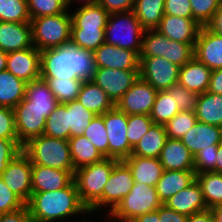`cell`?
Returning <instances> with one entry per match:
<instances>
[{"mask_svg": "<svg viewBox=\"0 0 222 222\" xmlns=\"http://www.w3.org/2000/svg\"><path fill=\"white\" fill-rule=\"evenodd\" d=\"M40 78L92 81L97 70L93 51L69 43L40 51Z\"/></svg>", "mask_w": 222, "mask_h": 222, "instance_id": "1", "label": "cell"}, {"mask_svg": "<svg viewBox=\"0 0 222 222\" xmlns=\"http://www.w3.org/2000/svg\"><path fill=\"white\" fill-rule=\"evenodd\" d=\"M26 205L34 222H54L79 213H90L80 201L74 180L60 190L32 192Z\"/></svg>", "mask_w": 222, "mask_h": 222, "instance_id": "2", "label": "cell"}, {"mask_svg": "<svg viewBox=\"0 0 222 222\" xmlns=\"http://www.w3.org/2000/svg\"><path fill=\"white\" fill-rule=\"evenodd\" d=\"M119 160L103 158L74 172V182L82 204L92 213L103 207V190L114 165Z\"/></svg>", "mask_w": 222, "mask_h": 222, "instance_id": "3", "label": "cell"}, {"mask_svg": "<svg viewBox=\"0 0 222 222\" xmlns=\"http://www.w3.org/2000/svg\"><path fill=\"white\" fill-rule=\"evenodd\" d=\"M22 151L32 164L61 170H74L69 141L41 135L30 139Z\"/></svg>", "mask_w": 222, "mask_h": 222, "instance_id": "4", "label": "cell"}, {"mask_svg": "<svg viewBox=\"0 0 222 222\" xmlns=\"http://www.w3.org/2000/svg\"><path fill=\"white\" fill-rule=\"evenodd\" d=\"M32 43L39 51L56 48L71 41L70 12L31 19Z\"/></svg>", "mask_w": 222, "mask_h": 222, "instance_id": "5", "label": "cell"}, {"mask_svg": "<svg viewBox=\"0 0 222 222\" xmlns=\"http://www.w3.org/2000/svg\"><path fill=\"white\" fill-rule=\"evenodd\" d=\"M144 31L133 10L112 13L105 27V43L135 51L140 55Z\"/></svg>", "mask_w": 222, "mask_h": 222, "instance_id": "6", "label": "cell"}, {"mask_svg": "<svg viewBox=\"0 0 222 222\" xmlns=\"http://www.w3.org/2000/svg\"><path fill=\"white\" fill-rule=\"evenodd\" d=\"M162 205L156 187L134 183L129 194L109 212L115 222H131L136 217L157 210Z\"/></svg>", "mask_w": 222, "mask_h": 222, "instance_id": "7", "label": "cell"}, {"mask_svg": "<svg viewBox=\"0 0 222 222\" xmlns=\"http://www.w3.org/2000/svg\"><path fill=\"white\" fill-rule=\"evenodd\" d=\"M194 46L195 44L172 41L157 29L145 30L139 56H161L182 67L194 57Z\"/></svg>", "mask_w": 222, "mask_h": 222, "instance_id": "8", "label": "cell"}, {"mask_svg": "<svg viewBox=\"0 0 222 222\" xmlns=\"http://www.w3.org/2000/svg\"><path fill=\"white\" fill-rule=\"evenodd\" d=\"M139 76L157 91L178 84L179 66L161 56H139Z\"/></svg>", "mask_w": 222, "mask_h": 222, "instance_id": "9", "label": "cell"}, {"mask_svg": "<svg viewBox=\"0 0 222 222\" xmlns=\"http://www.w3.org/2000/svg\"><path fill=\"white\" fill-rule=\"evenodd\" d=\"M109 141V158L119 161L131 156L133 147L127 138L128 115L116 106L103 114Z\"/></svg>", "mask_w": 222, "mask_h": 222, "instance_id": "10", "label": "cell"}, {"mask_svg": "<svg viewBox=\"0 0 222 222\" xmlns=\"http://www.w3.org/2000/svg\"><path fill=\"white\" fill-rule=\"evenodd\" d=\"M0 176L25 204L29 202L32 195V163L23 151L14 157Z\"/></svg>", "mask_w": 222, "mask_h": 222, "instance_id": "11", "label": "cell"}, {"mask_svg": "<svg viewBox=\"0 0 222 222\" xmlns=\"http://www.w3.org/2000/svg\"><path fill=\"white\" fill-rule=\"evenodd\" d=\"M18 142L23 146L30 139L44 133L46 119L51 112L41 111L29 106V101L24 98L13 108Z\"/></svg>", "mask_w": 222, "mask_h": 222, "instance_id": "12", "label": "cell"}, {"mask_svg": "<svg viewBox=\"0 0 222 222\" xmlns=\"http://www.w3.org/2000/svg\"><path fill=\"white\" fill-rule=\"evenodd\" d=\"M139 77V71L97 67L92 82L98 85L116 105Z\"/></svg>", "mask_w": 222, "mask_h": 222, "instance_id": "13", "label": "cell"}, {"mask_svg": "<svg viewBox=\"0 0 222 222\" xmlns=\"http://www.w3.org/2000/svg\"><path fill=\"white\" fill-rule=\"evenodd\" d=\"M157 92L139 77L115 106L126 115H150Z\"/></svg>", "mask_w": 222, "mask_h": 222, "instance_id": "14", "label": "cell"}, {"mask_svg": "<svg viewBox=\"0 0 222 222\" xmlns=\"http://www.w3.org/2000/svg\"><path fill=\"white\" fill-rule=\"evenodd\" d=\"M134 185L132 172L123 161H118L108 178L103 190V207L110 206L111 212L117 204L129 194Z\"/></svg>", "mask_w": 222, "mask_h": 222, "instance_id": "15", "label": "cell"}, {"mask_svg": "<svg viewBox=\"0 0 222 222\" xmlns=\"http://www.w3.org/2000/svg\"><path fill=\"white\" fill-rule=\"evenodd\" d=\"M96 66L118 70L139 71V55L135 51L103 43L94 52Z\"/></svg>", "mask_w": 222, "mask_h": 222, "instance_id": "16", "label": "cell"}, {"mask_svg": "<svg viewBox=\"0 0 222 222\" xmlns=\"http://www.w3.org/2000/svg\"><path fill=\"white\" fill-rule=\"evenodd\" d=\"M6 70L26 83L40 78V51L36 47L7 53Z\"/></svg>", "mask_w": 222, "mask_h": 222, "instance_id": "17", "label": "cell"}, {"mask_svg": "<svg viewBox=\"0 0 222 222\" xmlns=\"http://www.w3.org/2000/svg\"><path fill=\"white\" fill-rule=\"evenodd\" d=\"M194 57L211 70L222 68V36L201 26L194 46Z\"/></svg>", "mask_w": 222, "mask_h": 222, "instance_id": "18", "label": "cell"}, {"mask_svg": "<svg viewBox=\"0 0 222 222\" xmlns=\"http://www.w3.org/2000/svg\"><path fill=\"white\" fill-rule=\"evenodd\" d=\"M74 172L32 164V192L63 189L74 180Z\"/></svg>", "mask_w": 222, "mask_h": 222, "instance_id": "19", "label": "cell"}, {"mask_svg": "<svg viewBox=\"0 0 222 222\" xmlns=\"http://www.w3.org/2000/svg\"><path fill=\"white\" fill-rule=\"evenodd\" d=\"M200 28L193 18L164 14L157 30L172 41L195 44Z\"/></svg>", "mask_w": 222, "mask_h": 222, "instance_id": "20", "label": "cell"}, {"mask_svg": "<svg viewBox=\"0 0 222 222\" xmlns=\"http://www.w3.org/2000/svg\"><path fill=\"white\" fill-rule=\"evenodd\" d=\"M33 47L31 23L0 21V50L9 53Z\"/></svg>", "mask_w": 222, "mask_h": 222, "instance_id": "21", "label": "cell"}, {"mask_svg": "<svg viewBox=\"0 0 222 222\" xmlns=\"http://www.w3.org/2000/svg\"><path fill=\"white\" fill-rule=\"evenodd\" d=\"M163 204L186 216L208 209L201 186L196 179L188 187L177 192Z\"/></svg>", "mask_w": 222, "mask_h": 222, "instance_id": "22", "label": "cell"}, {"mask_svg": "<svg viewBox=\"0 0 222 222\" xmlns=\"http://www.w3.org/2000/svg\"><path fill=\"white\" fill-rule=\"evenodd\" d=\"M180 140L195 156L203 149L212 148V145L222 143V127L197 121Z\"/></svg>", "mask_w": 222, "mask_h": 222, "instance_id": "23", "label": "cell"}, {"mask_svg": "<svg viewBox=\"0 0 222 222\" xmlns=\"http://www.w3.org/2000/svg\"><path fill=\"white\" fill-rule=\"evenodd\" d=\"M158 159L164 170H194V156L180 139L167 138Z\"/></svg>", "mask_w": 222, "mask_h": 222, "instance_id": "24", "label": "cell"}, {"mask_svg": "<svg viewBox=\"0 0 222 222\" xmlns=\"http://www.w3.org/2000/svg\"><path fill=\"white\" fill-rule=\"evenodd\" d=\"M212 70L193 57L179 68L178 84L189 91L203 94L208 91Z\"/></svg>", "mask_w": 222, "mask_h": 222, "instance_id": "25", "label": "cell"}, {"mask_svg": "<svg viewBox=\"0 0 222 222\" xmlns=\"http://www.w3.org/2000/svg\"><path fill=\"white\" fill-rule=\"evenodd\" d=\"M123 161L131 170L134 183H144L155 187L164 171L158 158L129 156Z\"/></svg>", "mask_w": 222, "mask_h": 222, "instance_id": "26", "label": "cell"}, {"mask_svg": "<svg viewBox=\"0 0 222 222\" xmlns=\"http://www.w3.org/2000/svg\"><path fill=\"white\" fill-rule=\"evenodd\" d=\"M195 179L194 170H164L155 186L162 204L183 188L188 187Z\"/></svg>", "mask_w": 222, "mask_h": 222, "instance_id": "27", "label": "cell"}, {"mask_svg": "<svg viewBox=\"0 0 222 222\" xmlns=\"http://www.w3.org/2000/svg\"><path fill=\"white\" fill-rule=\"evenodd\" d=\"M77 101L96 115H102L115 107L109 96L92 81L83 82Z\"/></svg>", "mask_w": 222, "mask_h": 222, "instance_id": "28", "label": "cell"}, {"mask_svg": "<svg viewBox=\"0 0 222 222\" xmlns=\"http://www.w3.org/2000/svg\"><path fill=\"white\" fill-rule=\"evenodd\" d=\"M194 112L198 122L222 127V95L208 91L199 94Z\"/></svg>", "mask_w": 222, "mask_h": 222, "instance_id": "29", "label": "cell"}, {"mask_svg": "<svg viewBox=\"0 0 222 222\" xmlns=\"http://www.w3.org/2000/svg\"><path fill=\"white\" fill-rule=\"evenodd\" d=\"M167 138L165 126L162 124H153L133 148L131 156L159 158Z\"/></svg>", "mask_w": 222, "mask_h": 222, "instance_id": "30", "label": "cell"}, {"mask_svg": "<svg viewBox=\"0 0 222 222\" xmlns=\"http://www.w3.org/2000/svg\"><path fill=\"white\" fill-rule=\"evenodd\" d=\"M27 83L8 70L0 72V106L14 108L24 98Z\"/></svg>", "mask_w": 222, "mask_h": 222, "instance_id": "31", "label": "cell"}, {"mask_svg": "<svg viewBox=\"0 0 222 222\" xmlns=\"http://www.w3.org/2000/svg\"><path fill=\"white\" fill-rule=\"evenodd\" d=\"M25 98L29 101V106L41 111L52 112L59 105L55 95L42 78L27 83Z\"/></svg>", "mask_w": 222, "mask_h": 222, "instance_id": "32", "label": "cell"}, {"mask_svg": "<svg viewBox=\"0 0 222 222\" xmlns=\"http://www.w3.org/2000/svg\"><path fill=\"white\" fill-rule=\"evenodd\" d=\"M165 0H136L134 13L144 30L157 29L164 16Z\"/></svg>", "mask_w": 222, "mask_h": 222, "instance_id": "33", "label": "cell"}, {"mask_svg": "<svg viewBox=\"0 0 222 222\" xmlns=\"http://www.w3.org/2000/svg\"><path fill=\"white\" fill-rule=\"evenodd\" d=\"M68 141L74 170L99 162L104 158L84 135L71 137Z\"/></svg>", "mask_w": 222, "mask_h": 222, "instance_id": "34", "label": "cell"}, {"mask_svg": "<svg viewBox=\"0 0 222 222\" xmlns=\"http://www.w3.org/2000/svg\"><path fill=\"white\" fill-rule=\"evenodd\" d=\"M71 28H105L110 16L98 3L79 7L75 13H70Z\"/></svg>", "mask_w": 222, "mask_h": 222, "instance_id": "35", "label": "cell"}, {"mask_svg": "<svg viewBox=\"0 0 222 222\" xmlns=\"http://www.w3.org/2000/svg\"><path fill=\"white\" fill-rule=\"evenodd\" d=\"M208 209L222 205V173H196Z\"/></svg>", "mask_w": 222, "mask_h": 222, "instance_id": "36", "label": "cell"}, {"mask_svg": "<svg viewBox=\"0 0 222 222\" xmlns=\"http://www.w3.org/2000/svg\"><path fill=\"white\" fill-rule=\"evenodd\" d=\"M176 103L175 92L158 91L149 115L154 124L165 125L170 121L180 111Z\"/></svg>", "mask_w": 222, "mask_h": 222, "instance_id": "37", "label": "cell"}, {"mask_svg": "<svg viewBox=\"0 0 222 222\" xmlns=\"http://www.w3.org/2000/svg\"><path fill=\"white\" fill-rule=\"evenodd\" d=\"M96 116L92 111L87 110L77 100L67 103V120L70 138L82 136L85 129Z\"/></svg>", "mask_w": 222, "mask_h": 222, "instance_id": "38", "label": "cell"}, {"mask_svg": "<svg viewBox=\"0 0 222 222\" xmlns=\"http://www.w3.org/2000/svg\"><path fill=\"white\" fill-rule=\"evenodd\" d=\"M43 135L57 139H70L68 130L67 103L59 104L46 119V126Z\"/></svg>", "mask_w": 222, "mask_h": 222, "instance_id": "39", "label": "cell"}, {"mask_svg": "<svg viewBox=\"0 0 222 222\" xmlns=\"http://www.w3.org/2000/svg\"><path fill=\"white\" fill-rule=\"evenodd\" d=\"M46 81L49 89L55 95L59 104H65L77 100L84 81L80 79L57 80V78H42Z\"/></svg>", "mask_w": 222, "mask_h": 222, "instance_id": "40", "label": "cell"}, {"mask_svg": "<svg viewBox=\"0 0 222 222\" xmlns=\"http://www.w3.org/2000/svg\"><path fill=\"white\" fill-rule=\"evenodd\" d=\"M71 42L94 52L105 42V28H71Z\"/></svg>", "mask_w": 222, "mask_h": 222, "instance_id": "41", "label": "cell"}, {"mask_svg": "<svg viewBox=\"0 0 222 222\" xmlns=\"http://www.w3.org/2000/svg\"><path fill=\"white\" fill-rule=\"evenodd\" d=\"M104 157L109 158V141L103 114L96 115L83 134Z\"/></svg>", "mask_w": 222, "mask_h": 222, "instance_id": "42", "label": "cell"}, {"mask_svg": "<svg viewBox=\"0 0 222 222\" xmlns=\"http://www.w3.org/2000/svg\"><path fill=\"white\" fill-rule=\"evenodd\" d=\"M0 21L30 23L27 0H0Z\"/></svg>", "mask_w": 222, "mask_h": 222, "instance_id": "43", "label": "cell"}, {"mask_svg": "<svg viewBox=\"0 0 222 222\" xmlns=\"http://www.w3.org/2000/svg\"><path fill=\"white\" fill-rule=\"evenodd\" d=\"M195 112L179 111L164 126L168 138L181 139L196 124Z\"/></svg>", "mask_w": 222, "mask_h": 222, "instance_id": "44", "label": "cell"}, {"mask_svg": "<svg viewBox=\"0 0 222 222\" xmlns=\"http://www.w3.org/2000/svg\"><path fill=\"white\" fill-rule=\"evenodd\" d=\"M31 19L65 13L68 8L65 0H27Z\"/></svg>", "mask_w": 222, "mask_h": 222, "instance_id": "45", "label": "cell"}, {"mask_svg": "<svg viewBox=\"0 0 222 222\" xmlns=\"http://www.w3.org/2000/svg\"><path fill=\"white\" fill-rule=\"evenodd\" d=\"M153 124L154 121L149 115H128L127 138L129 144L134 148Z\"/></svg>", "mask_w": 222, "mask_h": 222, "instance_id": "46", "label": "cell"}, {"mask_svg": "<svg viewBox=\"0 0 222 222\" xmlns=\"http://www.w3.org/2000/svg\"><path fill=\"white\" fill-rule=\"evenodd\" d=\"M192 18L200 25L206 26L222 4V0H190Z\"/></svg>", "mask_w": 222, "mask_h": 222, "instance_id": "47", "label": "cell"}, {"mask_svg": "<svg viewBox=\"0 0 222 222\" xmlns=\"http://www.w3.org/2000/svg\"><path fill=\"white\" fill-rule=\"evenodd\" d=\"M219 145L203 149L194 156V171L196 173L216 172V156Z\"/></svg>", "mask_w": 222, "mask_h": 222, "instance_id": "48", "label": "cell"}, {"mask_svg": "<svg viewBox=\"0 0 222 222\" xmlns=\"http://www.w3.org/2000/svg\"><path fill=\"white\" fill-rule=\"evenodd\" d=\"M167 91L175 92L176 104L180 111H195L199 94L189 91L179 84L171 86Z\"/></svg>", "mask_w": 222, "mask_h": 222, "instance_id": "49", "label": "cell"}, {"mask_svg": "<svg viewBox=\"0 0 222 222\" xmlns=\"http://www.w3.org/2000/svg\"><path fill=\"white\" fill-rule=\"evenodd\" d=\"M25 205L26 204L6 186L0 176V214L19 210Z\"/></svg>", "mask_w": 222, "mask_h": 222, "instance_id": "50", "label": "cell"}, {"mask_svg": "<svg viewBox=\"0 0 222 222\" xmlns=\"http://www.w3.org/2000/svg\"><path fill=\"white\" fill-rule=\"evenodd\" d=\"M0 139L18 140L12 108L0 106Z\"/></svg>", "mask_w": 222, "mask_h": 222, "instance_id": "51", "label": "cell"}, {"mask_svg": "<svg viewBox=\"0 0 222 222\" xmlns=\"http://www.w3.org/2000/svg\"><path fill=\"white\" fill-rule=\"evenodd\" d=\"M23 146L18 140L0 139V174L8 164L22 151Z\"/></svg>", "mask_w": 222, "mask_h": 222, "instance_id": "52", "label": "cell"}, {"mask_svg": "<svg viewBox=\"0 0 222 222\" xmlns=\"http://www.w3.org/2000/svg\"><path fill=\"white\" fill-rule=\"evenodd\" d=\"M164 14L192 18L190 0H165Z\"/></svg>", "mask_w": 222, "mask_h": 222, "instance_id": "53", "label": "cell"}, {"mask_svg": "<svg viewBox=\"0 0 222 222\" xmlns=\"http://www.w3.org/2000/svg\"><path fill=\"white\" fill-rule=\"evenodd\" d=\"M136 0H98V4L109 14L132 11Z\"/></svg>", "mask_w": 222, "mask_h": 222, "instance_id": "54", "label": "cell"}, {"mask_svg": "<svg viewBox=\"0 0 222 222\" xmlns=\"http://www.w3.org/2000/svg\"><path fill=\"white\" fill-rule=\"evenodd\" d=\"M0 222H34L27 205L23 208L10 212L0 214Z\"/></svg>", "mask_w": 222, "mask_h": 222, "instance_id": "55", "label": "cell"}, {"mask_svg": "<svg viewBox=\"0 0 222 222\" xmlns=\"http://www.w3.org/2000/svg\"><path fill=\"white\" fill-rule=\"evenodd\" d=\"M159 216H163V222H187L188 216L166 207L162 204L157 209Z\"/></svg>", "mask_w": 222, "mask_h": 222, "instance_id": "56", "label": "cell"}, {"mask_svg": "<svg viewBox=\"0 0 222 222\" xmlns=\"http://www.w3.org/2000/svg\"><path fill=\"white\" fill-rule=\"evenodd\" d=\"M208 92L222 95V68L212 70Z\"/></svg>", "mask_w": 222, "mask_h": 222, "instance_id": "57", "label": "cell"}, {"mask_svg": "<svg viewBox=\"0 0 222 222\" xmlns=\"http://www.w3.org/2000/svg\"><path fill=\"white\" fill-rule=\"evenodd\" d=\"M206 27L215 34L222 36V4L215 12L212 20L206 25Z\"/></svg>", "mask_w": 222, "mask_h": 222, "instance_id": "58", "label": "cell"}, {"mask_svg": "<svg viewBox=\"0 0 222 222\" xmlns=\"http://www.w3.org/2000/svg\"><path fill=\"white\" fill-rule=\"evenodd\" d=\"M213 218L211 209H206L188 216L187 222H210Z\"/></svg>", "mask_w": 222, "mask_h": 222, "instance_id": "59", "label": "cell"}, {"mask_svg": "<svg viewBox=\"0 0 222 222\" xmlns=\"http://www.w3.org/2000/svg\"><path fill=\"white\" fill-rule=\"evenodd\" d=\"M131 222H163V216H159L157 210L136 217Z\"/></svg>", "mask_w": 222, "mask_h": 222, "instance_id": "60", "label": "cell"}, {"mask_svg": "<svg viewBox=\"0 0 222 222\" xmlns=\"http://www.w3.org/2000/svg\"><path fill=\"white\" fill-rule=\"evenodd\" d=\"M216 160V173H222V143L218 146Z\"/></svg>", "mask_w": 222, "mask_h": 222, "instance_id": "61", "label": "cell"}, {"mask_svg": "<svg viewBox=\"0 0 222 222\" xmlns=\"http://www.w3.org/2000/svg\"><path fill=\"white\" fill-rule=\"evenodd\" d=\"M211 211H212L213 217L218 222H222V205L212 208Z\"/></svg>", "mask_w": 222, "mask_h": 222, "instance_id": "62", "label": "cell"}, {"mask_svg": "<svg viewBox=\"0 0 222 222\" xmlns=\"http://www.w3.org/2000/svg\"><path fill=\"white\" fill-rule=\"evenodd\" d=\"M7 53L0 50V72L6 70Z\"/></svg>", "mask_w": 222, "mask_h": 222, "instance_id": "63", "label": "cell"}, {"mask_svg": "<svg viewBox=\"0 0 222 222\" xmlns=\"http://www.w3.org/2000/svg\"><path fill=\"white\" fill-rule=\"evenodd\" d=\"M65 1H66L67 8H69V6L72 4L73 0H65ZM83 1H85V2L82 6L94 5V4H97V2H98V0H83Z\"/></svg>", "mask_w": 222, "mask_h": 222, "instance_id": "64", "label": "cell"}, {"mask_svg": "<svg viewBox=\"0 0 222 222\" xmlns=\"http://www.w3.org/2000/svg\"><path fill=\"white\" fill-rule=\"evenodd\" d=\"M210 222H218L215 218H213Z\"/></svg>", "mask_w": 222, "mask_h": 222, "instance_id": "65", "label": "cell"}]
</instances>
